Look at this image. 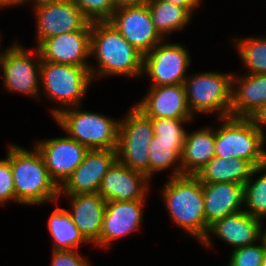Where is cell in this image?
Masks as SVG:
<instances>
[{
    "instance_id": "obj_1",
    "label": "cell",
    "mask_w": 266,
    "mask_h": 266,
    "mask_svg": "<svg viewBox=\"0 0 266 266\" xmlns=\"http://www.w3.org/2000/svg\"><path fill=\"white\" fill-rule=\"evenodd\" d=\"M90 56L96 59V67L90 64L93 80L105 76H143L144 55L134 48L109 22L91 23Z\"/></svg>"
},
{
    "instance_id": "obj_2",
    "label": "cell",
    "mask_w": 266,
    "mask_h": 266,
    "mask_svg": "<svg viewBox=\"0 0 266 266\" xmlns=\"http://www.w3.org/2000/svg\"><path fill=\"white\" fill-rule=\"evenodd\" d=\"M7 159L10 161L15 202L23 205L54 203L60 198V188L52 180L44 160L34 146L33 150L9 144Z\"/></svg>"
},
{
    "instance_id": "obj_3",
    "label": "cell",
    "mask_w": 266,
    "mask_h": 266,
    "mask_svg": "<svg viewBox=\"0 0 266 266\" xmlns=\"http://www.w3.org/2000/svg\"><path fill=\"white\" fill-rule=\"evenodd\" d=\"M161 190L172 222L201 243L210 227L204 213L203 183L196 175H180L170 177Z\"/></svg>"
},
{
    "instance_id": "obj_4",
    "label": "cell",
    "mask_w": 266,
    "mask_h": 266,
    "mask_svg": "<svg viewBox=\"0 0 266 266\" xmlns=\"http://www.w3.org/2000/svg\"><path fill=\"white\" fill-rule=\"evenodd\" d=\"M89 67L41 61L40 86L43 88L40 89L44 90V96L49 101L61 105L52 108L53 119L67 108L81 106V101L93 81Z\"/></svg>"
},
{
    "instance_id": "obj_5",
    "label": "cell",
    "mask_w": 266,
    "mask_h": 266,
    "mask_svg": "<svg viewBox=\"0 0 266 266\" xmlns=\"http://www.w3.org/2000/svg\"><path fill=\"white\" fill-rule=\"evenodd\" d=\"M215 129V156L224 159L241 158L254 167L266 165V138L250 118H220ZM263 147V148H262Z\"/></svg>"
},
{
    "instance_id": "obj_6",
    "label": "cell",
    "mask_w": 266,
    "mask_h": 266,
    "mask_svg": "<svg viewBox=\"0 0 266 266\" xmlns=\"http://www.w3.org/2000/svg\"><path fill=\"white\" fill-rule=\"evenodd\" d=\"M81 106L67 108L54 118L68 137L91 149H116L119 120L101 113L82 111Z\"/></svg>"
},
{
    "instance_id": "obj_7",
    "label": "cell",
    "mask_w": 266,
    "mask_h": 266,
    "mask_svg": "<svg viewBox=\"0 0 266 266\" xmlns=\"http://www.w3.org/2000/svg\"><path fill=\"white\" fill-rule=\"evenodd\" d=\"M233 74L201 72L187 76L184 87L193 116L216 112L218 119L230 117Z\"/></svg>"
},
{
    "instance_id": "obj_8",
    "label": "cell",
    "mask_w": 266,
    "mask_h": 266,
    "mask_svg": "<svg viewBox=\"0 0 266 266\" xmlns=\"http://www.w3.org/2000/svg\"><path fill=\"white\" fill-rule=\"evenodd\" d=\"M154 135L152 119L136 106L120 119L117 160L124 166L143 172L149 178L150 143Z\"/></svg>"
},
{
    "instance_id": "obj_9",
    "label": "cell",
    "mask_w": 266,
    "mask_h": 266,
    "mask_svg": "<svg viewBox=\"0 0 266 266\" xmlns=\"http://www.w3.org/2000/svg\"><path fill=\"white\" fill-rule=\"evenodd\" d=\"M17 41L6 50L1 51L0 69L2 70L3 84L6 91L40 98V69L41 56L36 48L35 55ZM37 59H36V58ZM35 58V59H33Z\"/></svg>"
},
{
    "instance_id": "obj_10",
    "label": "cell",
    "mask_w": 266,
    "mask_h": 266,
    "mask_svg": "<svg viewBox=\"0 0 266 266\" xmlns=\"http://www.w3.org/2000/svg\"><path fill=\"white\" fill-rule=\"evenodd\" d=\"M161 41L144 55L143 75L152 81L150 87L184 84L191 63L189 51L179 43Z\"/></svg>"
},
{
    "instance_id": "obj_11",
    "label": "cell",
    "mask_w": 266,
    "mask_h": 266,
    "mask_svg": "<svg viewBox=\"0 0 266 266\" xmlns=\"http://www.w3.org/2000/svg\"><path fill=\"white\" fill-rule=\"evenodd\" d=\"M109 22L143 55L164 41L152 23L147 4L116 9Z\"/></svg>"
},
{
    "instance_id": "obj_12",
    "label": "cell",
    "mask_w": 266,
    "mask_h": 266,
    "mask_svg": "<svg viewBox=\"0 0 266 266\" xmlns=\"http://www.w3.org/2000/svg\"><path fill=\"white\" fill-rule=\"evenodd\" d=\"M34 145L40 152L50 177L60 188L82 163L89 149L65 136L43 139Z\"/></svg>"
},
{
    "instance_id": "obj_13",
    "label": "cell",
    "mask_w": 266,
    "mask_h": 266,
    "mask_svg": "<svg viewBox=\"0 0 266 266\" xmlns=\"http://www.w3.org/2000/svg\"><path fill=\"white\" fill-rule=\"evenodd\" d=\"M33 10L37 19V46L45 39L85 30L91 24L73 0H61Z\"/></svg>"
},
{
    "instance_id": "obj_14",
    "label": "cell",
    "mask_w": 266,
    "mask_h": 266,
    "mask_svg": "<svg viewBox=\"0 0 266 266\" xmlns=\"http://www.w3.org/2000/svg\"><path fill=\"white\" fill-rule=\"evenodd\" d=\"M117 160L116 149H91L60 187V195L98 193L102 179Z\"/></svg>"
},
{
    "instance_id": "obj_15",
    "label": "cell",
    "mask_w": 266,
    "mask_h": 266,
    "mask_svg": "<svg viewBox=\"0 0 266 266\" xmlns=\"http://www.w3.org/2000/svg\"><path fill=\"white\" fill-rule=\"evenodd\" d=\"M145 201H106L101 234L95 245L106 250L115 240L138 231L142 226Z\"/></svg>"
},
{
    "instance_id": "obj_16",
    "label": "cell",
    "mask_w": 266,
    "mask_h": 266,
    "mask_svg": "<svg viewBox=\"0 0 266 266\" xmlns=\"http://www.w3.org/2000/svg\"><path fill=\"white\" fill-rule=\"evenodd\" d=\"M91 24L85 30L62 33L43 40L37 47L41 60L57 64L90 66Z\"/></svg>"
},
{
    "instance_id": "obj_17",
    "label": "cell",
    "mask_w": 266,
    "mask_h": 266,
    "mask_svg": "<svg viewBox=\"0 0 266 266\" xmlns=\"http://www.w3.org/2000/svg\"><path fill=\"white\" fill-rule=\"evenodd\" d=\"M149 181L145 173L132 170L116 160L102 179L98 193L106 201L146 200Z\"/></svg>"
},
{
    "instance_id": "obj_18",
    "label": "cell",
    "mask_w": 266,
    "mask_h": 266,
    "mask_svg": "<svg viewBox=\"0 0 266 266\" xmlns=\"http://www.w3.org/2000/svg\"><path fill=\"white\" fill-rule=\"evenodd\" d=\"M261 227V219L242 210L225 216L210 225L208 233L201 243L204 247L209 248L212 245L210 239L215 236L228 243V245L230 244L234 249L257 244L261 238Z\"/></svg>"
},
{
    "instance_id": "obj_19",
    "label": "cell",
    "mask_w": 266,
    "mask_h": 266,
    "mask_svg": "<svg viewBox=\"0 0 266 266\" xmlns=\"http://www.w3.org/2000/svg\"><path fill=\"white\" fill-rule=\"evenodd\" d=\"M135 106L149 118H195L187 104L184 84L150 87Z\"/></svg>"
},
{
    "instance_id": "obj_20",
    "label": "cell",
    "mask_w": 266,
    "mask_h": 266,
    "mask_svg": "<svg viewBox=\"0 0 266 266\" xmlns=\"http://www.w3.org/2000/svg\"><path fill=\"white\" fill-rule=\"evenodd\" d=\"M204 213L210 226L244 210V185L230 182L203 183Z\"/></svg>"
},
{
    "instance_id": "obj_21",
    "label": "cell",
    "mask_w": 266,
    "mask_h": 266,
    "mask_svg": "<svg viewBox=\"0 0 266 266\" xmlns=\"http://www.w3.org/2000/svg\"><path fill=\"white\" fill-rule=\"evenodd\" d=\"M69 198L71 219L83 237L95 244L100 237L106 200L99 193L63 195Z\"/></svg>"
},
{
    "instance_id": "obj_22",
    "label": "cell",
    "mask_w": 266,
    "mask_h": 266,
    "mask_svg": "<svg viewBox=\"0 0 266 266\" xmlns=\"http://www.w3.org/2000/svg\"><path fill=\"white\" fill-rule=\"evenodd\" d=\"M264 104H266V74L233 75L230 117L251 118Z\"/></svg>"
},
{
    "instance_id": "obj_23",
    "label": "cell",
    "mask_w": 266,
    "mask_h": 266,
    "mask_svg": "<svg viewBox=\"0 0 266 266\" xmlns=\"http://www.w3.org/2000/svg\"><path fill=\"white\" fill-rule=\"evenodd\" d=\"M215 157V128L187 130L181 154L182 175H197Z\"/></svg>"
},
{
    "instance_id": "obj_24",
    "label": "cell",
    "mask_w": 266,
    "mask_h": 266,
    "mask_svg": "<svg viewBox=\"0 0 266 266\" xmlns=\"http://www.w3.org/2000/svg\"><path fill=\"white\" fill-rule=\"evenodd\" d=\"M255 167L241 158L213 157L196 175L202 183L230 182L244 185Z\"/></svg>"
},
{
    "instance_id": "obj_25",
    "label": "cell",
    "mask_w": 266,
    "mask_h": 266,
    "mask_svg": "<svg viewBox=\"0 0 266 266\" xmlns=\"http://www.w3.org/2000/svg\"><path fill=\"white\" fill-rule=\"evenodd\" d=\"M184 143L185 140L159 139L158 135H153L149 146V179L156 172L168 168L173 170L171 177L182 175L181 154Z\"/></svg>"
},
{
    "instance_id": "obj_26",
    "label": "cell",
    "mask_w": 266,
    "mask_h": 266,
    "mask_svg": "<svg viewBox=\"0 0 266 266\" xmlns=\"http://www.w3.org/2000/svg\"><path fill=\"white\" fill-rule=\"evenodd\" d=\"M152 23L158 33L166 39L172 32L182 30L193 16L186 8L164 0H148ZM166 37V38H165Z\"/></svg>"
},
{
    "instance_id": "obj_27",
    "label": "cell",
    "mask_w": 266,
    "mask_h": 266,
    "mask_svg": "<svg viewBox=\"0 0 266 266\" xmlns=\"http://www.w3.org/2000/svg\"><path fill=\"white\" fill-rule=\"evenodd\" d=\"M48 228L53 239V250H78L89 242L73 223L68 210L56 206L49 217Z\"/></svg>"
},
{
    "instance_id": "obj_28",
    "label": "cell",
    "mask_w": 266,
    "mask_h": 266,
    "mask_svg": "<svg viewBox=\"0 0 266 266\" xmlns=\"http://www.w3.org/2000/svg\"><path fill=\"white\" fill-rule=\"evenodd\" d=\"M258 173L260 176L253 181V176ZM244 206L248 207L244 211L251 216L261 220L266 218V165L255 167L244 184Z\"/></svg>"
},
{
    "instance_id": "obj_29",
    "label": "cell",
    "mask_w": 266,
    "mask_h": 266,
    "mask_svg": "<svg viewBox=\"0 0 266 266\" xmlns=\"http://www.w3.org/2000/svg\"><path fill=\"white\" fill-rule=\"evenodd\" d=\"M233 44L248 74H266V37H245L234 40Z\"/></svg>"
},
{
    "instance_id": "obj_30",
    "label": "cell",
    "mask_w": 266,
    "mask_h": 266,
    "mask_svg": "<svg viewBox=\"0 0 266 266\" xmlns=\"http://www.w3.org/2000/svg\"><path fill=\"white\" fill-rule=\"evenodd\" d=\"M155 135L159 139L185 140L187 131L182 127L186 122L193 121L194 118H151Z\"/></svg>"
},
{
    "instance_id": "obj_31",
    "label": "cell",
    "mask_w": 266,
    "mask_h": 266,
    "mask_svg": "<svg viewBox=\"0 0 266 266\" xmlns=\"http://www.w3.org/2000/svg\"><path fill=\"white\" fill-rule=\"evenodd\" d=\"M73 1L91 23L109 21L115 11L113 0Z\"/></svg>"
},
{
    "instance_id": "obj_32",
    "label": "cell",
    "mask_w": 266,
    "mask_h": 266,
    "mask_svg": "<svg viewBox=\"0 0 266 266\" xmlns=\"http://www.w3.org/2000/svg\"><path fill=\"white\" fill-rule=\"evenodd\" d=\"M265 249L262 241L260 244L247 245L233 249L230 256L229 266H262Z\"/></svg>"
},
{
    "instance_id": "obj_33",
    "label": "cell",
    "mask_w": 266,
    "mask_h": 266,
    "mask_svg": "<svg viewBox=\"0 0 266 266\" xmlns=\"http://www.w3.org/2000/svg\"><path fill=\"white\" fill-rule=\"evenodd\" d=\"M15 201L14 182L10 161L0 159V205Z\"/></svg>"
},
{
    "instance_id": "obj_34",
    "label": "cell",
    "mask_w": 266,
    "mask_h": 266,
    "mask_svg": "<svg viewBox=\"0 0 266 266\" xmlns=\"http://www.w3.org/2000/svg\"><path fill=\"white\" fill-rule=\"evenodd\" d=\"M51 266H91L78 250H52Z\"/></svg>"
},
{
    "instance_id": "obj_35",
    "label": "cell",
    "mask_w": 266,
    "mask_h": 266,
    "mask_svg": "<svg viewBox=\"0 0 266 266\" xmlns=\"http://www.w3.org/2000/svg\"><path fill=\"white\" fill-rule=\"evenodd\" d=\"M255 127L264 135L266 138V133L263 130L266 126V104H264L259 110H257L250 118Z\"/></svg>"
},
{
    "instance_id": "obj_36",
    "label": "cell",
    "mask_w": 266,
    "mask_h": 266,
    "mask_svg": "<svg viewBox=\"0 0 266 266\" xmlns=\"http://www.w3.org/2000/svg\"><path fill=\"white\" fill-rule=\"evenodd\" d=\"M177 6L186 8L192 15L193 11L199 7L202 0H164Z\"/></svg>"
},
{
    "instance_id": "obj_37",
    "label": "cell",
    "mask_w": 266,
    "mask_h": 266,
    "mask_svg": "<svg viewBox=\"0 0 266 266\" xmlns=\"http://www.w3.org/2000/svg\"><path fill=\"white\" fill-rule=\"evenodd\" d=\"M115 10L122 7L142 6L147 4L148 0H113Z\"/></svg>"
},
{
    "instance_id": "obj_38",
    "label": "cell",
    "mask_w": 266,
    "mask_h": 266,
    "mask_svg": "<svg viewBox=\"0 0 266 266\" xmlns=\"http://www.w3.org/2000/svg\"><path fill=\"white\" fill-rule=\"evenodd\" d=\"M33 1V2H31ZM61 0H23V4L26 3H33L34 4V9L45 6V5H49L55 2H59Z\"/></svg>"
},
{
    "instance_id": "obj_39",
    "label": "cell",
    "mask_w": 266,
    "mask_h": 266,
    "mask_svg": "<svg viewBox=\"0 0 266 266\" xmlns=\"http://www.w3.org/2000/svg\"><path fill=\"white\" fill-rule=\"evenodd\" d=\"M19 6L23 5V0H0V9L8 6Z\"/></svg>"
},
{
    "instance_id": "obj_40",
    "label": "cell",
    "mask_w": 266,
    "mask_h": 266,
    "mask_svg": "<svg viewBox=\"0 0 266 266\" xmlns=\"http://www.w3.org/2000/svg\"><path fill=\"white\" fill-rule=\"evenodd\" d=\"M263 227H264V225H262V227H261V238H260V240L262 241L264 249L266 251V229L264 231Z\"/></svg>"
},
{
    "instance_id": "obj_41",
    "label": "cell",
    "mask_w": 266,
    "mask_h": 266,
    "mask_svg": "<svg viewBox=\"0 0 266 266\" xmlns=\"http://www.w3.org/2000/svg\"><path fill=\"white\" fill-rule=\"evenodd\" d=\"M262 266H266V253H265V256H264V260H263Z\"/></svg>"
}]
</instances>
